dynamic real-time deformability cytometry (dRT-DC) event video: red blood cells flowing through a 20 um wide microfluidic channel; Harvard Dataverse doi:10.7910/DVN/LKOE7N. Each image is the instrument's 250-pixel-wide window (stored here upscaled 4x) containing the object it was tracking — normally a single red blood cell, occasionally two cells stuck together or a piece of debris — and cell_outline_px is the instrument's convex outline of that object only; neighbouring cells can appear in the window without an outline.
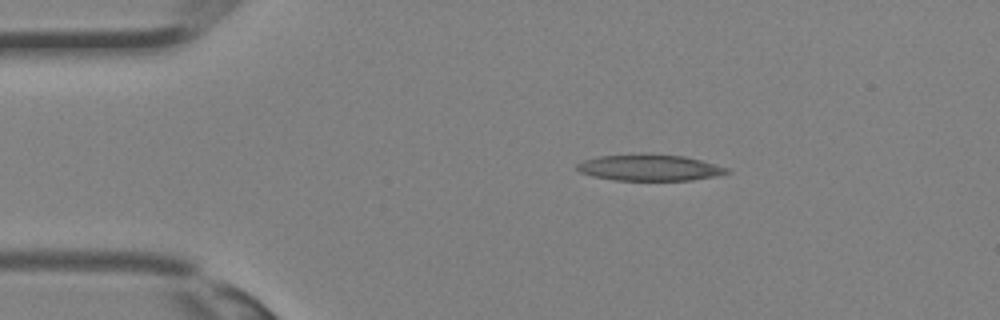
{"species": "Egyptian fruit bat (a non-hibernating species)", "species_latin": "Rousettus aegyptiacus", "temperature_condition": "room temperature", "stored_images_in_passage": 27, "camera_frame_rate_fps": 3000, "um_per_image_px": 0.085, "animal": {"sex": "female"}, "frame": {"image": 1, "passage_image": 1, "time_ms": 0.0, "image_size_px": [1000, 320], "cell_outline_px": [[732, 172], [716, 176], [692, 180], [616, 180], [592, 176], [580, 172], [576, 168], [576, 164], [584, 160], [600, 156], [640, 152], [644, 152], [684, 156], [700, 160], [728, 168]], "centroid_in_image_um": [55.2, 14.23], "position_along_channel_um": 29.8, "area_um2": 23.29}}
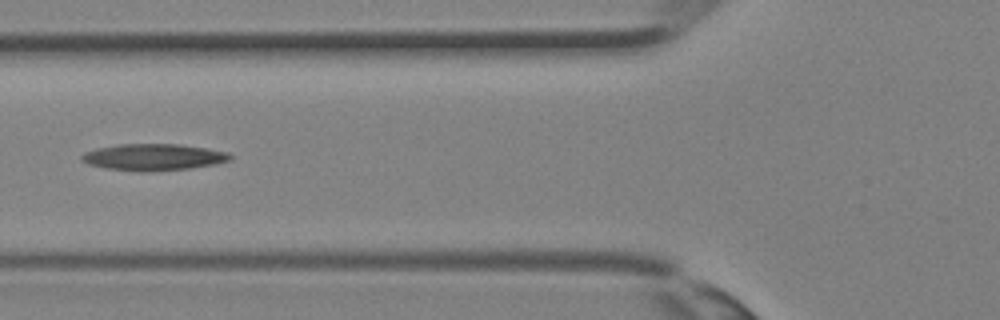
{"frame": {"image": 2, "passage_image": 8, "time_ms": 2.333, "image_size_px": [1000, 320], "cell_outline_px": [[232, 160], [216, 164], [188, 168], [152, 172], [140, 172], [104, 168], [88, 164], [80, 160], [80, 156], [84, 152], [96, 148], [120, 144], [180, 144], [208, 148], [228, 152], [232, 156]], "centroid_in_image_um": [13.04, 13.36], "position_along_channel_um": 112.8, "area_um2": 23.35}}
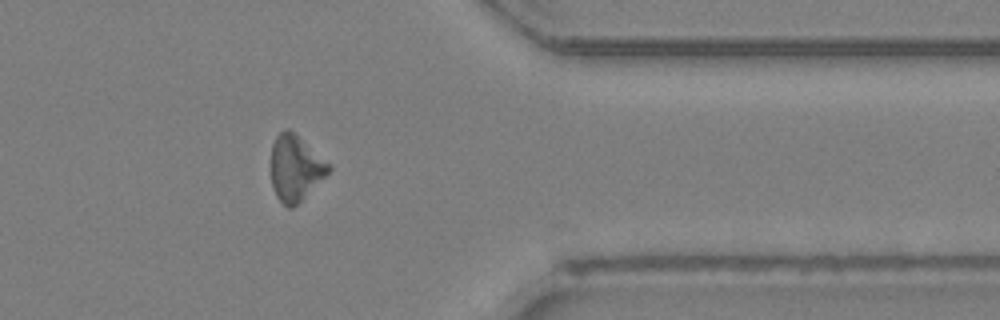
{"frame": {"image": 3, "passage_image": 23, "time_ms": 7.333, "image_size_px": [1000, 320], "cell_outline_px": [[332, 168], [292, 208], [288, 208], [276, 196], [272, 184], [272, 144], [276, 136], [284, 128], [288, 128], [332, 164]], "centroid_in_image_um": [25.11, 14.25], "position_along_channel_um": 386.3, "area_um2": 21.56}}